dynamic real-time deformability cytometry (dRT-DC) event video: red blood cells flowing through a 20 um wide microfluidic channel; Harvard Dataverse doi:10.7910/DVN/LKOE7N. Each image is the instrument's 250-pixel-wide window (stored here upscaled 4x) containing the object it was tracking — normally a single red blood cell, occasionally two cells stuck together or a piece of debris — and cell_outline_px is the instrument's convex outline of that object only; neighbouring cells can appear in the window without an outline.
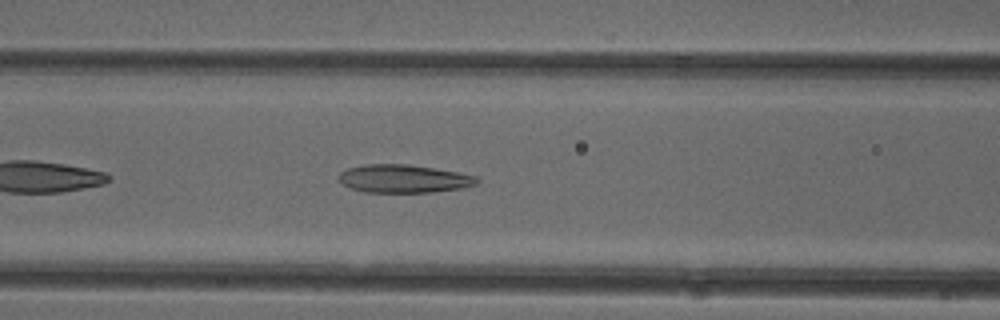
{"species": "common noctule bat (a hibernating species)", "species_latin": "Nyctalus noctula", "temperature_condition": "cold", "stored_images_in_passage": 38, "camera_frame_rate_fps": 3000, "um_per_image_px": 0.085, "animal": {"sex": "female"}, "frame": {"image": 1, "passage_image": 8, "time_ms": 2.333, "image_size_px": [1000, 320], "cell_outline_px": [[480, 180], [476, 184], [464, 188], [432, 192], [364, 192], [352, 188], [344, 184], [340, 180], [340, 172], [348, 168], [364, 164], [408, 164], [456, 172], [476, 176]], "centroid_in_image_um": [34.34, 15.19], "position_along_channel_um": 132.3, "area_um2": 22.43}}
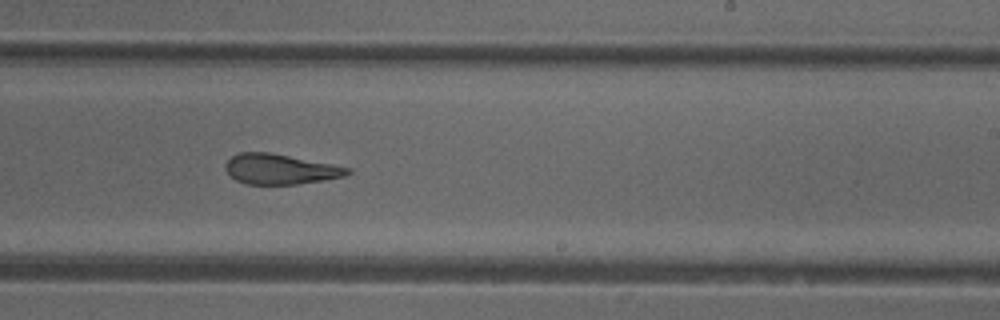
{"frame": {"image": 2, "passage_image": 18, "time_ms": 5.667, "image_size_px": [1000, 320], "cell_outline_px": [[352, 172], [344, 176], [296, 184], [248, 184], [236, 180], [224, 168], [224, 164], [232, 156], [240, 152], [268, 152], [332, 164], [352, 168]], "centroid_in_image_um": [23.8, 14.37], "position_along_channel_um": 265.2, "area_um2": 21.21}}
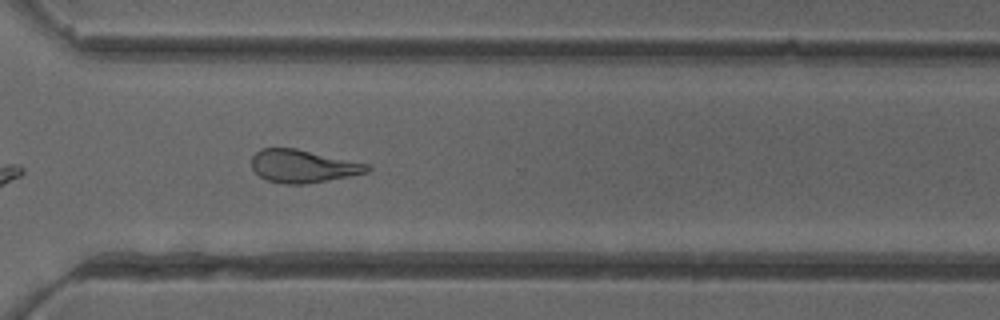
{"frame": {"image": 3, "passage_image": 24, "time_ms": 7.667, "image_size_px": [1000, 320], "cell_outline_px": [[372, 168], [368, 172], [328, 180], [304, 184], [284, 184], [268, 180], [260, 176], [252, 168], [252, 156], [260, 148], [296, 148], [368, 164]], "centroid_in_image_um": [25.74, 14.12], "position_along_channel_um": 344.9, "area_um2": 21.96}, "authors_computed_cell_mechanics": {"area_um2": 22.7154, "velocity_mm_per_s": 3.9965, "shape_relaxation_time_tau1_ms": null, "shape_relaxation_time_tau2_ms": 2.598, "deformation_change_tau1": null, "deformation_change_tau2": 0.1205}}